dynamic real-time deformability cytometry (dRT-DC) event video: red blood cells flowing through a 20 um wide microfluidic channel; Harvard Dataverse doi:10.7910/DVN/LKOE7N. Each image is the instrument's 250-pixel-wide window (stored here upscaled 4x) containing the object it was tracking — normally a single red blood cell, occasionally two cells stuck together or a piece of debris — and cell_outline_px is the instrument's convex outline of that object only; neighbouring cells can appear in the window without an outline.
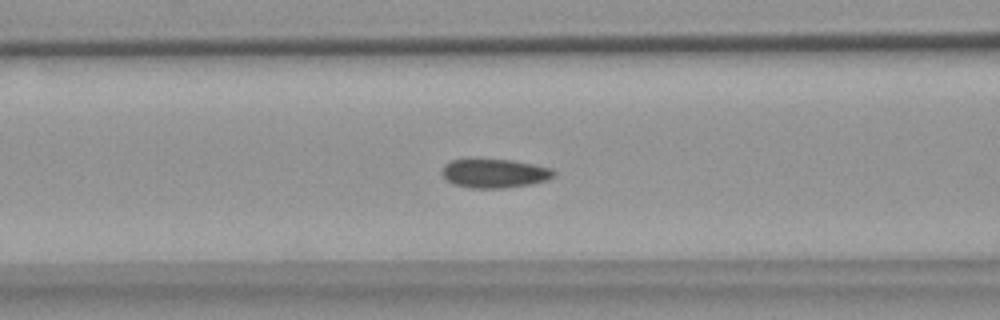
{"species": "common noctule bat (a hibernating species)", "species_latin": "Nyctalus noctula", "temperature_condition": "warm", "stored_images_in_passage": 55, "camera_frame_rate_fps": 3000, "um_per_image_px": 0.085, "animal": {"sex": "female", "body_mass_g": 18.4}, "frame": {"image": 1, "passage_image": 21, "time_ms": 6.667, "image_size_px": [1000, 320], "cell_outline_px": [[556, 176], [548, 180], [532, 184], [504, 188], [472, 188], [452, 184], [440, 172], [444, 164], [452, 160], [512, 160], [552, 168], [556, 172]], "centroid_in_image_um": [42.07, 14.75], "position_along_channel_um": 124.5, "area_um2": 18.84}}
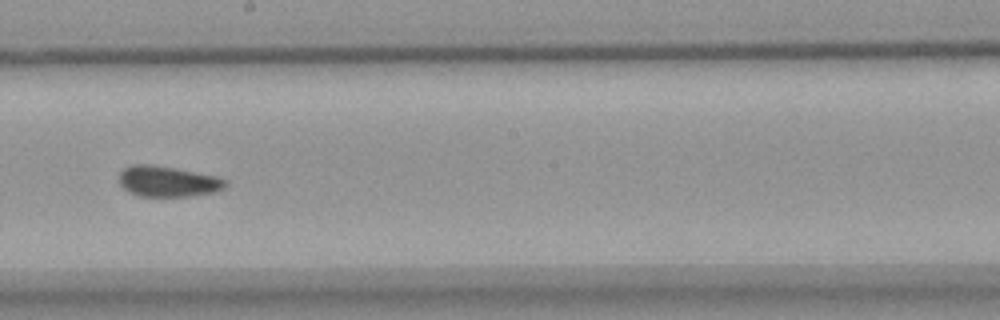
{"frame": {"image": 2, "passage_image": 30, "time_ms": 9.667, "image_size_px": [1000, 320], "cell_outline_px": [[228, 184], [224, 188], [216, 192], [188, 196], [136, 196], [128, 192], [120, 184], [120, 172], [124, 168], [132, 164], [152, 164], [176, 168], [216, 176], [228, 180]], "centroid_in_image_um": [14.27, 15.42], "position_along_channel_um": 233.9, "area_um2": 19.19}}
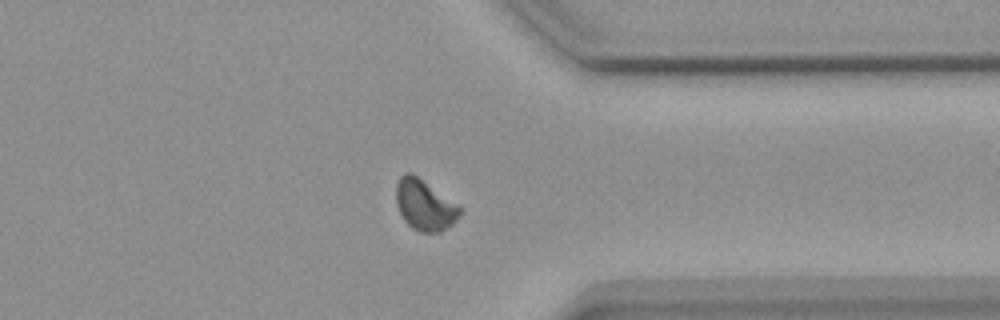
{"frame": {"image": 3, "passage_image": 42, "time_ms": 13.667, "image_size_px": [1000, 320], "cell_outline_px": [[464, 212], [452, 224], [440, 232], [420, 232], [412, 228], [404, 220], [396, 204], [396, 184], [400, 176], [404, 172], [412, 172], [464, 208]], "centroid_in_image_um": [36.12, 17.41], "position_along_channel_um": 375.3, "area_um2": 19.13}, "authors_computed_cell_mechanics": {"area_um2": 19.1318, "velocity_mm_per_s": 3.6623, "shape_relaxation_time_tau1_ms": null, "shape_relaxation_time_tau2_ms": 1.7965, "deformation_change_tau1": null, "deformation_change_tau2": 0.0611}}